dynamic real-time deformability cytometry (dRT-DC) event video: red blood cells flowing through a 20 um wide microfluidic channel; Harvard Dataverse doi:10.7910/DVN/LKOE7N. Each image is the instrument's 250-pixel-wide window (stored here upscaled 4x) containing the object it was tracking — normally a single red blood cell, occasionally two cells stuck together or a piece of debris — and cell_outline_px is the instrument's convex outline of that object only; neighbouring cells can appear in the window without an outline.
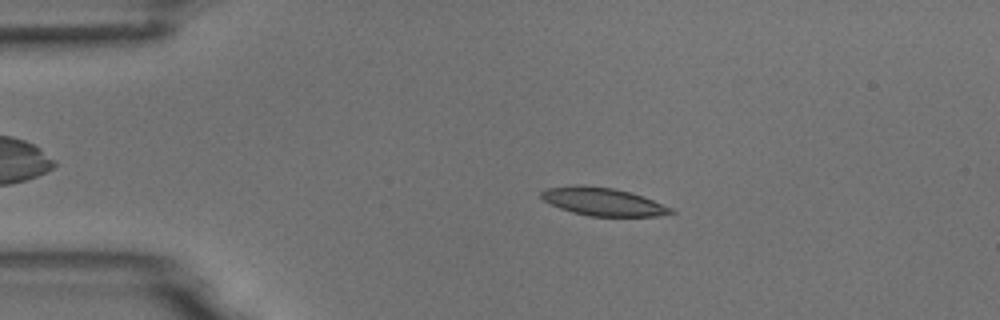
{"species": "common noctule bat (a hibernating species)", "species_latin": "Nyctalus noctula", "temperature_condition": "room temperature", "stored_images_in_passage": 53, "camera_frame_rate_fps": 3000, "um_per_image_px": 0.085, "animal": {"sex": "male", "body_mass_g": 18.8}, "frame": {"image": 1, "passage_image": 10, "time_ms": 3.0, "image_size_px": [1000, 320], "cell_outline_px": [[676, 212], [656, 216], [588, 216], [572, 212], [560, 208], [544, 200], [540, 196], [540, 192], [544, 188], [576, 184], [584, 184], [612, 188], [632, 192], [644, 196], [672, 208]], "centroid_in_image_um": [51.23, 17.12], "position_along_channel_um": 33.8, "area_um2": 21.33}}
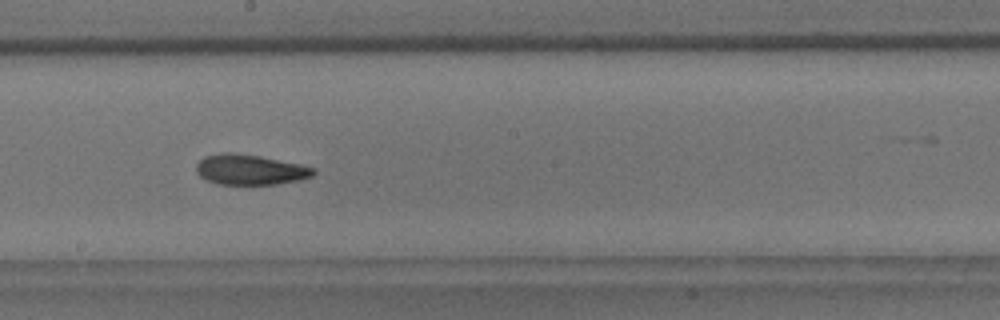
{"frame": {"image": 2, "passage_image": 29, "time_ms": 9.333, "image_size_px": [1000, 320], "cell_outline_px": [[316, 172], [312, 176], [300, 180], [276, 184], [216, 184], [204, 180], [196, 172], [196, 164], [204, 156], [220, 152], [232, 152], [260, 156], [300, 164], [316, 168]], "centroid_in_image_um": [21.23, 14.42], "position_along_channel_um": 227.0, "area_um2": 20.92}}
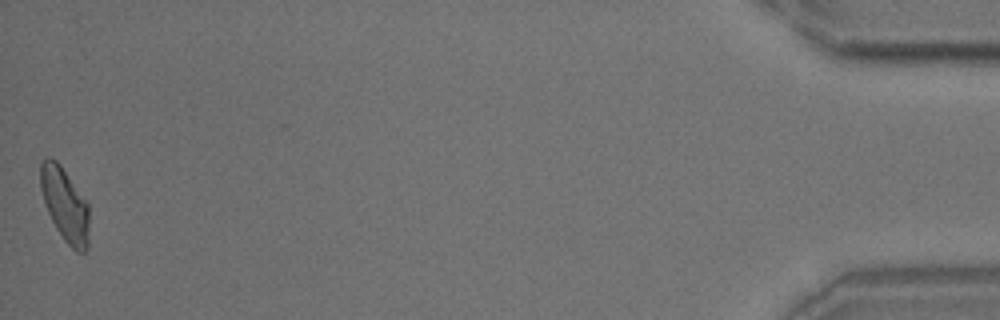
{"frame": {"image": 3, "passage_image": 53, "time_ms": 17.333, "image_size_px": [1000, 320], "cell_outline_px": [[88, 248], [84, 252], [76, 252], [64, 240], [56, 228], [44, 204], [40, 188], [40, 164], [44, 156], [48, 156], [56, 160], [60, 164], [88, 204]], "centroid_in_image_um": [5.49, 17.37], "position_along_channel_um": 429.7, "area_um2": 20.87}, "authors_computed_cell_mechanics": {"area_um2": 20.8658, "velocity_mm_per_s": 3.7178, "shape_relaxation_time_tau1_ms": 6.7486, "shape_relaxation_time_tau2_ms": 5.1381, "deformation_change_tau1": 0.1564, "deformation_change_tau2": 0.1144}}